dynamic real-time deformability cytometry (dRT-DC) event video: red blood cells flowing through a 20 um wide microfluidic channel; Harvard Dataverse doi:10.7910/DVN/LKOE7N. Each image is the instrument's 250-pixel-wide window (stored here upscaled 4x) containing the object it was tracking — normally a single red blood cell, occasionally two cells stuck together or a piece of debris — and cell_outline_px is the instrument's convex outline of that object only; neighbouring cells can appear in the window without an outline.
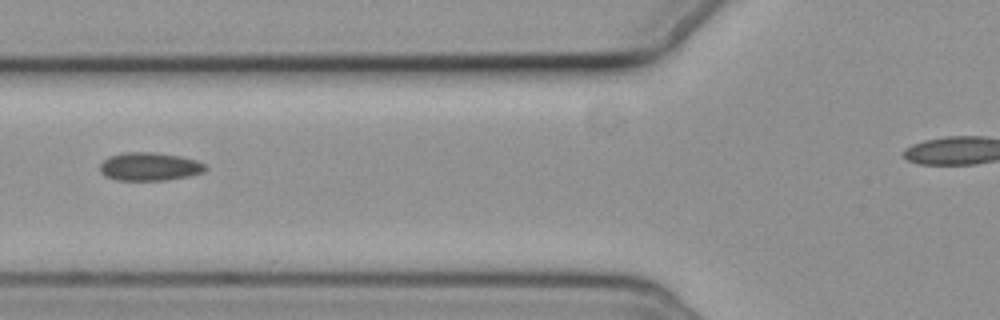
{"species": "common noctule bat (a hibernating species)", "species_latin": "Nyctalus noctula", "temperature_condition": "cold", "stored_images_in_passage": 2, "camera_frame_rate_fps": 3000, "um_per_image_px": 0.085, "animal": {"sex": "female", "body_mass_g": 19.3, "forearm_length_mm": 54.1}, "frame": {"image": 1, "passage_image": 2, "time_ms": 1.0, "image_size_px": [1000, 320], "cell_outline_px": [[208, 168], [204, 172], [188, 176], [164, 180], [116, 180], [104, 176], [100, 172], [100, 164], [108, 156], [124, 152], [156, 152], [180, 156], [196, 160], [204, 164]], "centroid_in_image_um": [12.69, 14.15], "position_along_channel_um": 113.1, "area_um2": 17.46}}